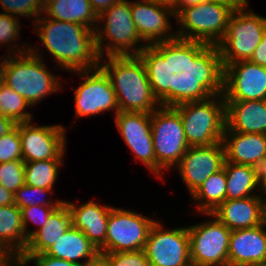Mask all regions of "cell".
I'll return each instance as SVG.
<instances>
[{"instance_id":"1","label":"cell","mask_w":266,"mask_h":266,"mask_svg":"<svg viewBox=\"0 0 266 266\" xmlns=\"http://www.w3.org/2000/svg\"><path fill=\"white\" fill-rule=\"evenodd\" d=\"M107 59L99 65L115 90L119 111L152 113L167 100L171 85L185 70L172 57L157 51Z\"/></svg>"},{"instance_id":"2","label":"cell","mask_w":266,"mask_h":266,"mask_svg":"<svg viewBox=\"0 0 266 266\" xmlns=\"http://www.w3.org/2000/svg\"><path fill=\"white\" fill-rule=\"evenodd\" d=\"M167 101L181 115L189 147L222 142L226 126L225 99L211 80L195 69H185L171 85Z\"/></svg>"},{"instance_id":"3","label":"cell","mask_w":266,"mask_h":266,"mask_svg":"<svg viewBox=\"0 0 266 266\" xmlns=\"http://www.w3.org/2000/svg\"><path fill=\"white\" fill-rule=\"evenodd\" d=\"M233 11L212 1L181 9L175 15L181 25L176 31L178 49L197 66L225 36Z\"/></svg>"},{"instance_id":"4","label":"cell","mask_w":266,"mask_h":266,"mask_svg":"<svg viewBox=\"0 0 266 266\" xmlns=\"http://www.w3.org/2000/svg\"><path fill=\"white\" fill-rule=\"evenodd\" d=\"M42 17L33 25L37 27L39 39L58 66L60 64L69 72L100 66L95 30L78 23Z\"/></svg>"},{"instance_id":"5","label":"cell","mask_w":266,"mask_h":266,"mask_svg":"<svg viewBox=\"0 0 266 266\" xmlns=\"http://www.w3.org/2000/svg\"><path fill=\"white\" fill-rule=\"evenodd\" d=\"M265 27L266 17L245 9H235L229 18L225 36L195 70L211 80L224 66L250 60L262 40Z\"/></svg>"},{"instance_id":"6","label":"cell","mask_w":266,"mask_h":266,"mask_svg":"<svg viewBox=\"0 0 266 266\" xmlns=\"http://www.w3.org/2000/svg\"><path fill=\"white\" fill-rule=\"evenodd\" d=\"M9 47L11 50L7 51L14 55L8 54L7 58L0 61L4 83L21 95L31 108L60 89L59 79L45 66L37 51L39 49L25 48V45L17 50L12 45Z\"/></svg>"},{"instance_id":"7","label":"cell","mask_w":266,"mask_h":266,"mask_svg":"<svg viewBox=\"0 0 266 266\" xmlns=\"http://www.w3.org/2000/svg\"><path fill=\"white\" fill-rule=\"evenodd\" d=\"M97 21L106 22L104 27H99L97 24L95 28L96 48L100 61H103L105 53L107 57L140 56L153 51L147 44L137 46L143 40L132 19L131 1L117 0L109 9L98 15ZM105 38L109 41V44H105L106 51L103 48ZM135 45L137 48H134Z\"/></svg>"},{"instance_id":"8","label":"cell","mask_w":266,"mask_h":266,"mask_svg":"<svg viewBox=\"0 0 266 266\" xmlns=\"http://www.w3.org/2000/svg\"><path fill=\"white\" fill-rule=\"evenodd\" d=\"M131 13L143 43L146 42L153 51L172 57L185 69H195L196 66L178 49L176 32L170 31L172 26L168 18L175 16L172 9L139 0L131 2Z\"/></svg>"},{"instance_id":"9","label":"cell","mask_w":266,"mask_h":266,"mask_svg":"<svg viewBox=\"0 0 266 266\" xmlns=\"http://www.w3.org/2000/svg\"><path fill=\"white\" fill-rule=\"evenodd\" d=\"M156 175L176 167L189 148L180 113L166 100L151 113Z\"/></svg>"},{"instance_id":"10","label":"cell","mask_w":266,"mask_h":266,"mask_svg":"<svg viewBox=\"0 0 266 266\" xmlns=\"http://www.w3.org/2000/svg\"><path fill=\"white\" fill-rule=\"evenodd\" d=\"M211 81L225 101L266 100V67L249 60L224 66Z\"/></svg>"},{"instance_id":"11","label":"cell","mask_w":266,"mask_h":266,"mask_svg":"<svg viewBox=\"0 0 266 266\" xmlns=\"http://www.w3.org/2000/svg\"><path fill=\"white\" fill-rule=\"evenodd\" d=\"M155 222L138 212L112 207L105 245L99 254L144 250L150 228Z\"/></svg>"},{"instance_id":"12","label":"cell","mask_w":266,"mask_h":266,"mask_svg":"<svg viewBox=\"0 0 266 266\" xmlns=\"http://www.w3.org/2000/svg\"><path fill=\"white\" fill-rule=\"evenodd\" d=\"M213 221L187 227L191 263L205 266H223L228 263L231 230L214 215Z\"/></svg>"},{"instance_id":"13","label":"cell","mask_w":266,"mask_h":266,"mask_svg":"<svg viewBox=\"0 0 266 266\" xmlns=\"http://www.w3.org/2000/svg\"><path fill=\"white\" fill-rule=\"evenodd\" d=\"M157 221L151 226L144 247L150 266H189L188 228L166 229Z\"/></svg>"},{"instance_id":"14","label":"cell","mask_w":266,"mask_h":266,"mask_svg":"<svg viewBox=\"0 0 266 266\" xmlns=\"http://www.w3.org/2000/svg\"><path fill=\"white\" fill-rule=\"evenodd\" d=\"M73 73L80 74L84 80L77 89H74L76 116H92L114 109L115 115L119 112L115 90L108 75L100 66Z\"/></svg>"},{"instance_id":"15","label":"cell","mask_w":266,"mask_h":266,"mask_svg":"<svg viewBox=\"0 0 266 266\" xmlns=\"http://www.w3.org/2000/svg\"><path fill=\"white\" fill-rule=\"evenodd\" d=\"M32 122L19 123L22 160L63 159L67 142L65 128L62 125L34 126Z\"/></svg>"},{"instance_id":"16","label":"cell","mask_w":266,"mask_h":266,"mask_svg":"<svg viewBox=\"0 0 266 266\" xmlns=\"http://www.w3.org/2000/svg\"><path fill=\"white\" fill-rule=\"evenodd\" d=\"M114 122L134 157L156 175L151 113L119 111Z\"/></svg>"},{"instance_id":"17","label":"cell","mask_w":266,"mask_h":266,"mask_svg":"<svg viewBox=\"0 0 266 266\" xmlns=\"http://www.w3.org/2000/svg\"><path fill=\"white\" fill-rule=\"evenodd\" d=\"M223 142L189 147L177 164L182 180L192 195L213 173L223 168L225 163Z\"/></svg>"},{"instance_id":"18","label":"cell","mask_w":266,"mask_h":266,"mask_svg":"<svg viewBox=\"0 0 266 266\" xmlns=\"http://www.w3.org/2000/svg\"><path fill=\"white\" fill-rule=\"evenodd\" d=\"M251 196L225 200L211 214L231 231L257 227L265 222V199Z\"/></svg>"},{"instance_id":"19","label":"cell","mask_w":266,"mask_h":266,"mask_svg":"<svg viewBox=\"0 0 266 266\" xmlns=\"http://www.w3.org/2000/svg\"><path fill=\"white\" fill-rule=\"evenodd\" d=\"M266 222L248 228L231 231L228 263L255 266L266 260Z\"/></svg>"},{"instance_id":"20","label":"cell","mask_w":266,"mask_h":266,"mask_svg":"<svg viewBox=\"0 0 266 266\" xmlns=\"http://www.w3.org/2000/svg\"><path fill=\"white\" fill-rule=\"evenodd\" d=\"M71 213L72 226L81 230L97 250L105 245L108 218L113 206L85 202L80 206L64 201Z\"/></svg>"},{"instance_id":"21","label":"cell","mask_w":266,"mask_h":266,"mask_svg":"<svg viewBox=\"0 0 266 266\" xmlns=\"http://www.w3.org/2000/svg\"><path fill=\"white\" fill-rule=\"evenodd\" d=\"M222 142L227 162L256 167L266 158V134L238 133L225 126Z\"/></svg>"},{"instance_id":"22","label":"cell","mask_w":266,"mask_h":266,"mask_svg":"<svg viewBox=\"0 0 266 266\" xmlns=\"http://www.w3.org/2000/svg\"><path fill=\"white\" fill-rule=\"evenodd\" d=\"M225 115L231 131L266 134V100L225 101Z\"/></svg>"},{"instance_id":"23","label":"cell","mask_w":266,"mask_h":266,"mask_svg":"<svg viewBox=\"0 0 266 266\" xmlns=\"http://www.w3.org/2000/svg\"><path fill=\"white\" fill-rule=\"evenodd\" d=\"M72 226L71 213L67 204H60L49 216L41 229L28 232V242L20 256H33L44 253Z\"/></svg>"},{"instance_id":"24","label":"cell","mask_w":266,"mask_h":266,"mask_svg":"<svg viewBox=\"0 0 266 266\" xmlns=\"http://www.w3.org/2000/svg\"><path fill=\"white\" fill-rule=\"evenodd\" d=\"M44 253L82 266H89L100 259L99 250L81 230L73 226ZM80 259L85 260L82 262Z\"/></svg>"},{"instance_id":"25","label":"cell","mask_w":266,"mask_h":266,"mask_svg":"<svg viewBox=\"0 0 266 266\" xmlns=\"http://www.w3.org/2000/svg\"><path fill=\"white\" fill-rule=\"evenodd\" d=\"M27 242L21 209L15 204L0 206L1 254L9 262H14L23 253Z\"/></svg>"},{"instance_id":"26","label":"cell","mask_w":266,"mask_h":266,"mask_svg":"<svg viewBox=\"0 0 266 266\" xmlns=\"http://www.w3.org/2000/svg\"><path fill=\"white\" fill-rule=\"evenodd\" d=\"M44 12L53 20L78 23L93 30L98 23L89 0H44Z\"/></svg>"},{"instance_id":"27","label":"cell","mask_w":266,"mask_h":266,"mask_svg":"<svg viewBox=\"0 0 266 266\" xmlns=\"http://www.w3.org/2000/svg\"><path fill=\"white\" fill-rule=\"evenodd\" d=\"M226 173V200L242 199L256 196L252 194L253 189L259 188L256 167L250 165L236 164L225 160Z\"/></svg>"},{"instance_id":"28","label":"cell","mask_w":266,"mask_h":266,"mask_svg":"<svg viewBox=\"0 0 266 266\" xmlns=\"http://www.w3.org/2000/svg\"><path fill=\"white\" fill-rule=\"evenodd\" d=\"M226 173L223 167L208 177L191 195L201 214L212 213L226 200Z\"/></svg>"},{"instance_id":"29","label":"cell","mask_w":266,"mask_h":266,"mask_svg":"<svg viewBox=\"0 0 266 266\" xmlns=\"http://www.w3.org/2000/svg\"><path fill=\"white\" fill-rule=\"evenodd\" d=\"M63 159L25 162V184L37 188L52 189Z\"/></svg>"},{"instance_id":"30","label":"cell","mask_w":266,"mask_h":266,"mask_svg":"<svg viewBox=\"0 0 266 266\" xmlns=\"http://www.w3.org/2000/svg\"><path fill=\"white\" fill-rule=\"evenodd\" d=\"M30 104L16 91L4 85L0 91V114L12 119L16 124L32 120V114L24 110Z\"/></svg>"},{"instance_id":"31","label":"cell","mask_w":266,"mask_h":266,"mask_svg":"<svg viewBox=\"0 0 266 266\" xmlns=\"http://www.w3.org/2000/svg\"><path fill=\"white\" fill-rule=\"evenodd\" d=\"M0 184L15 194L25 185V162L23 160L0 163Z\"/></svg>"},{"instance_id":"32","label":"cell","mask_w":266,"mask_h":266,"mask_svg":"<svg viewBox=\"0 0 266 266\" xmlns=\"http://www.w3.org/2000/svg\"><path fill=\"white\" fill-rule=\"evenodd\" d=\"M0 5L4 13L35 17L34 22L44 13V0H0Z\"/></svg>"},{"instance_id":"33","label":"cell","mask_w":266,"mask_h":266,"mask_svg":"<svg viewBox=\"0 0 266 266\" xmlns=\"http://www.w3.org/2000/svg\"><path fill=\"white\" fill-rule=\"evenodd\" d=\"M51 190V191H50ZM52 192V189H44V188H37L30 185H23L21 186L15 195V205L19 207L20 209L23 207H31V206H59L63 203L62 200L54 201H48L44 199H37L35 198L36 195H46L48 193ZM35 195V196H34ZM40 197V196H39Z\"/></svg>"},{"instance_id":"34","label":"cell","mask_w":266,"mask_h":266,"mask_svg":"<svg viewBox=\"0 0 266 266\" xmlns=\"http://www.w3.org/2000/svg\"><path fill=\"white\" fill-rule=\"evenodd\" d=\"M107 266H150L144 250L100 254Z\"/></svg>"},{"instance_id":"35","label":"cell","mask_w":266,"mask_h":266,"mask_svg":"<svg viewBox=\"0 0 266 266\" xmlns=\"http://www.w3.org/2000/svg\"><path fill=\"white\" fill-rule=\"evenodd\" d=\"M22 160V148L19 135V123L0 138V163Z\"/></svg>"},{"instance_id":"36","label":"cell","mask_w":266,"mask_h":266,"mask_svg":"<svg viewBox=\"0 0 266 266\" xmlns=\"http://www.w3.org/2000/svg\"><path fill=\"white\" fill-rule=\"evenodd\" d=\"M58 206H31V207H23L21 208V216L22 223L25 230V235L28 240V231L27 226L28 223L34 222L39 225L38 229H41L44 224L47 222L50 214L57 208Z\"/></svg>"},{"instance_id":"37","label":"cell","mask_w":266,"mask_h":266,"mask_svg":"<svg viewBox=\"0 0 266 266\" xmlns=\"http://www.w3.org/2000/svg\"><path fill=\"white\" fill-rule=\"evenodd\" d=\"M16 16L0 13V45L11 43L20 37V21ZM19 36V37H18Z\"/></svg>"},{"instance_id":"38","label":"cell","mask_w":266,"mask_h":266,"mask_svg":"<svg viewBox=\"0 0 266 266\" xmlns=\"http://www.w3.org/2000/svg\"><path fill=\"white\" fill-rule=\"evenodd\" d=\"M30 261H34L35 266H82L71 261L51 257L45 253L33 256H19L14 261L13 266H25Z\"/></svg>"},{"instance_id":"39","label":"cell","mask_w":266,"mask_h":266,"mask_svg":"<svg viewBox=\"0 0 266 266\" xmlns=\"http://www.w3.org/2000/svg\"><path fill=\"white\" fill-rule=\"evenodd\" d=\"M249 61L259 66L266 67V27L264 28L262 40L254 50Z\"/></svg>"},{"instance_id":"40","label":"cell","mask_w":266,"mask_h":266,"mask_svg":"<svg viewBox=\"0 0 266 266\" xmlns=\"http://www.w3.org/2000/svg\"><path fill=\"white\" fill-rule=\"evenodd\" d=\"M259 190L266 194V158L256 166Z\"/></svg>"},{"instance_id":"41","label":"cell","mask_w":266,"mask_h":266,"mask_svg":"<svg viewBox=\"0 0 266 266\" xmlns=\"http://www.w3.org/2000/svg\"><path fill=\"white\" fill-rule=\"evenodd\" d=\"M97 15L109 9L117 0H89Z\"/></svg>"},{"instance_id":"42","label":"cell","mask_w":266,"mask_h":266,"mask_svg":"<svg viewBox=\"0 0 266 266\" xmlns=\"http://www.w3.org/2000/svg\"><path fill=\"white\" fill-rule=\"evenodd\" d=\"M16 125L12 119L0 114V138L12 131Z\"/></svg>"},{"instance_id":"43","label":"cell","mask_w":266,"mask_h":266,"mask_svg":"<svg viewBox=\"0 0 266 266\" xmlns=\"http://www.w3.org/2000/svg\"><path fill=\"white\" fill-rule=\"evenodd\" d=\"M15 204V195L0 184V206Z\"/></svg>"},{"instance_id":"44","label":"cell","mask_w":266,"mask_h":266,"mask_svg":"<svg viewBox=\"0 0 266 266\" xmlns=\"http://www.w3.org/2000/svg\"><path fill=\"white\" fill-rule=\"evenodd\" d=\"M207 0H179L177 6L175 7V15L184 8L194 6L200 4L201 2H205Z\"/></svg>"},{"instance_id":"45","label":"cell","mask_w":266,"mask_h":266,"mask_svg":"<svg viewBox=\"0 0 266 266\" xmlns=\"http://www.w3.org/2000/svg\"><path fill=\"white\" fill-rule=\"evenodd\" d=\"M148 1H151L161 6L168 7L175 12V7L177 6L179 0H148Z\"/></svg>"},{"instance_id":"46","label":"cell","mask_w":266,"mask_h":266,"mask_svg":"<svg viewBox=\"0 0 266 266\" xmlns=\"http://www.w3.org/2000/svg\"><path fill=\"white\" fill-rule=\"evenodd\" d=\"M248 0H232V8L235 9H246Z\"/></svg>"},{"instance_id":"47","label":"cell","mask_w":266,"mask_h":266,"mask_svg":"<svg viewBox=\"0 0 266 266\" xmlns=\"http://www.w3.org/2000/svg\"><path fill=\"white\" fill-rule=\"evenodd\" d=\"M13 263L14 262H9L0 252V266H13Z\"/></svg>"},{"instance_id":"48","label":"cell","mask_w":266,"mask_h":266,"mask_svg":"<svg viewBox=\"0 0 266 266\" xmlns=\"http://www.w3.org/2000/svg\"><path fill=\"white\" fill-rule=\"evenodd\" d=\"M212 2H218L232 7V0H207Z\"/></svg>"},{"instance_id":"49","label":"cell","mask_w":266,"mask_h":266,"mask_svg":"<svg viewBox=\"0 0 266 266\" xmlns=\"http://www.w3.org/2000/svg\"><path fill=\"white\" fill-rule=\"evenodd\" d=\"M5 85L4 83V76H3V73H2V67H1V63H0V91L2 89V87Z\"/></svg>"},{"instance_id":"50","label":"cell","mask_w":266,"mask_h":266,"mask_svg":"<svg viewBox=\"0 0 266 266\" xmlns=\"http://www.w3.org/2000/svg\"><path fill=\"white\" fill-rule=\"evenodd\" d=\"M89 266H107L101 259H99L96 263L90 264Z\"/></svg>"},{"instance_id":"51","label":"cell","mask_w":266,"mask_h":266,"mask_svg":"<svg viewBox=\"0 0 266 266\" xmlns=\"http://www.w3.org/2000/svg\"><path fill=\"white\" fill-rule=\"evenodd\" d=\"M255 266H266V260L261 262V263H259V264H256Z\"/></svg>"},{"instance_id":"52","label":"cell","mask_w":266,"mask_h":266,"mask_svg":"<svg viewBox=\"0 0 266 266\" xmlns=\"http://www.w3.org/2000/svg\"><path fill=\"white\" fill-rule=\"evenodd\" d=\"M223 266H244V265H235V264L226 263Z\"/></svg>"},{"instance_id":"53","label":"cell","mask_w":266,"mask_h":266,"mask_svg":"<svg viewBox=\"0 0 266 266\" xmlns=\"http://www.w3.org/2000/svg\"><path fill=\"white\" fill-rule=\"evenodd\" d=\"M189 266H205V265H198V264L191 263Z\"/></svg>"},{"instance_id":"54","label":"cell","mask_w":266,"mask_h":266,"mask_svg":"<svg viewBox=\"0 0 266 266\" xmlns=\"http://www.w3.org/2000/svg\"><path fill=\"white\" fill-rule=\"evenodd\" d=\"M265 222H266V200H265Z\"/></svg>"}]
</instances>
